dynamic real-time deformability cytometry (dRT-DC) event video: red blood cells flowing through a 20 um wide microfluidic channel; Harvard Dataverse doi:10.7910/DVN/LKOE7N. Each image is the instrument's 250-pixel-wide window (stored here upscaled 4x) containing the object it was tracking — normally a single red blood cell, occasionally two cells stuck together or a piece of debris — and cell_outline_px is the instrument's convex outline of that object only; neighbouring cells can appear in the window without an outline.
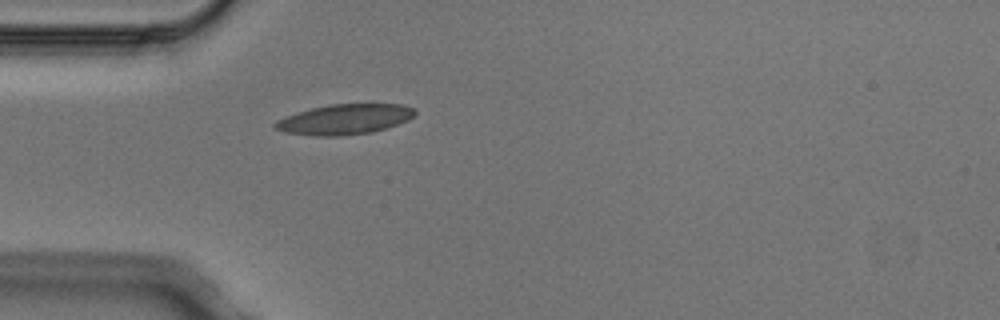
{"species": "Egyptian fruit bat (a non-hibernating species)", "species_latin": "Rousettus aegyptiacus", "temperature_condition": "cold", "stored_images_in_passage": 3, "camera_frame_rate_fps": 3000, "um_per_image_px": 0.085, "animal": {"sex": "male"}, "frame": {"image": 1, "passage_image": 3, "time_ms": 0.667, "image_size_px": [1000, 320], "cell_outline_px": [[416, 112], [408, 120], [372, 132], [340, 136], [312, 136], [284, 132], [272, 128], [272, 124], [276, 120], [284, 116], [312, 108], [328, 104], [404, 104], [412, 108]], "centroid_in_image_um": [29.21, 10.14], "position_along_channel_um": 55.8, "area_um2": 24.68}}